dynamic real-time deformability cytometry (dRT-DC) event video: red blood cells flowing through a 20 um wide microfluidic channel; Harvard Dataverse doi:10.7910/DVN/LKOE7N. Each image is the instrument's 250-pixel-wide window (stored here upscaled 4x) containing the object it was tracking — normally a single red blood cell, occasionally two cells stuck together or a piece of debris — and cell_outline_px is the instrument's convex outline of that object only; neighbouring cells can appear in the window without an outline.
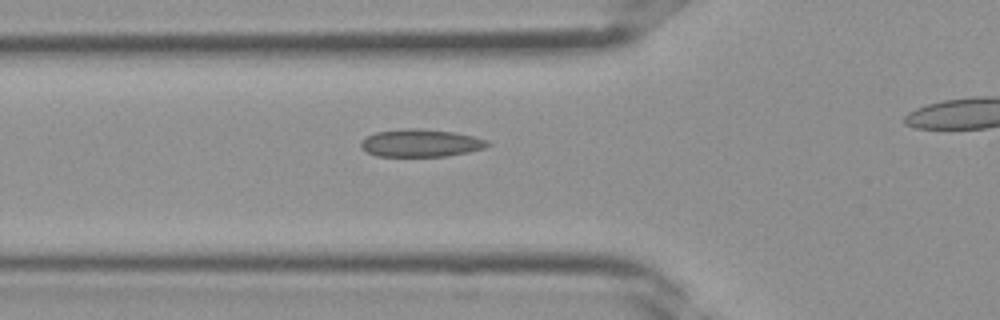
{"species": "Egyptian fruit bat (a non-hibernating species)", "species_latin": "Rousettus aegyptiacus", "temperature_condition": "room temperature", "stored_images_in_passage": 27, "camera_frame_rate_fps": 3000, "um_per_image_px": 0.085, "frame": {"image": 1, "passage_image": 10, "time_ms": 3.0, "image_size_px": [1000, 320], "cell_outline_px": [[492, 144], [484, 148], [468, 152], [448, 156], [376, 156], [360, 148], [360, 140], [376, 132], [408, 128], [416, 128], [452, 132], [472, 136], [488, 140]], "centroid_in_image_um": [35.76, 12.16], "position_along_channel_um": 90.0, "area_um2": 20.35}}
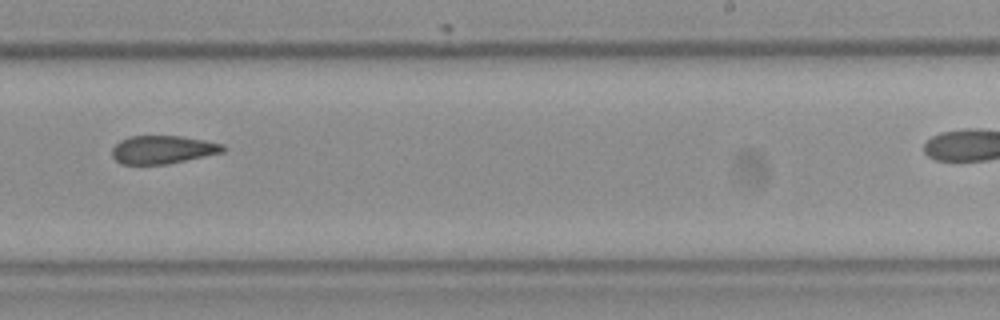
{"frame": {"image": 2, "passage_image": 20, "time_ms": 6.333, "image_size_px": [1000, 320], "cell_outline_px": [[228, 148], [224, 152], [168, 164], [120, 164], [112, 156], [112, 148], [120, 140], [128, 136], [180, 136], [204, 140], [224, 144]], "centroid_in_image_um": [13.85, 12.72], "position_along_channel_um": 275.1, "area_um2": 18.32}}
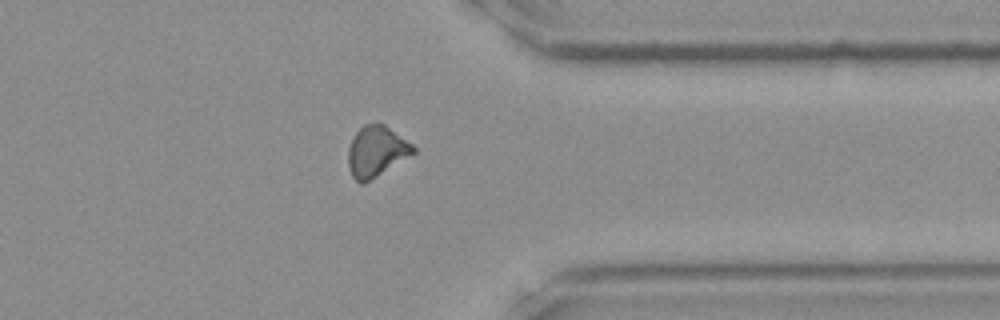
{"frame": {"image": 3, "passage_image": 26, "time_ms": 8.333, "image_size_px": [1000, 320], "cell_outline_px": [[416, 152], [364, 184], [360, 184], [352, 176], [348, 164], [348, 148], [356, 132], [364, 124], [384, 124], [412, 144], [416, 148]], "centroid_in_image_um": [31.98, 12.88], "position_along_channel_um": 379.4, "area_um2": 19.02}}